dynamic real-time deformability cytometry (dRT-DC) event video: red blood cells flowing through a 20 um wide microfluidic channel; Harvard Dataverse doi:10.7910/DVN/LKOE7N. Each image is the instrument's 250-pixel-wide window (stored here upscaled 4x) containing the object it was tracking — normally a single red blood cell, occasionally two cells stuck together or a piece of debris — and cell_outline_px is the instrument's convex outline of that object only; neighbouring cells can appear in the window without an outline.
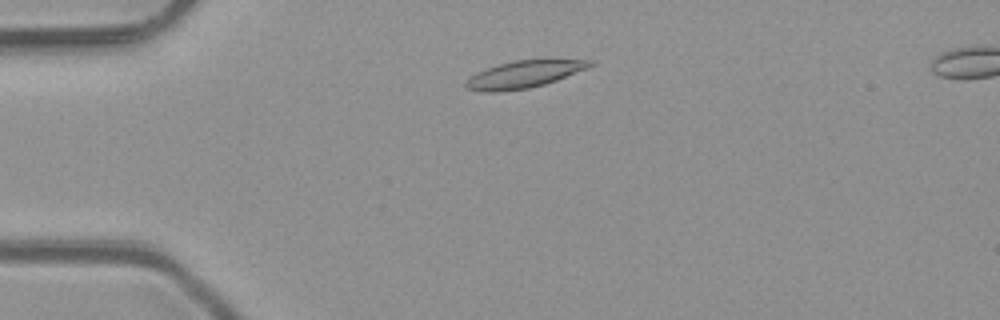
{"species": "common noctule bat (a hibernating species)", "species_latin": "Nyctalus noctula", "temperature_condition": "room temperature", "stored_images_in_passage": 45, "camera_frame_rate_fps": 3000, "um_per_image_px": 0.085, "animal": {"sex": "male", "body_mass_g": 23.1, "forearm_length_mm": 52.7}, "frame": {"image": 1, "passage_image": 7, "time_ms": 2.0, "image_size_px": [1000, 320], "cell_outline_px": [[596, 64], [588, 68], [556, 80], [544, 84], [528, 88], [496, 92], [484, 92], [464, 88], [464, 84], [476, 72], [512, 60], [544, 56], [596, 60]], "centroid_in_image_um": [44.68, 6.24], "position_along_channel_um": 40.3, "area_um2": 20.63}}
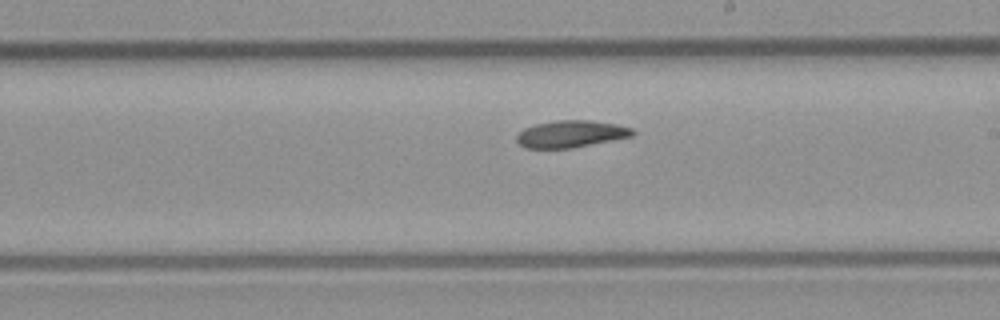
{"frame": {"image": 2, "passage_image": 24, "time_ms": 7.667, "image_size_px": [1000, 320], "cell_outline_px": [[636, 132], [632, 136], [572, 148], [524, 148], [516, 140], [516, 136], [524, 128], [536, 124], [556, 120], [592, 120], [616, 124], [632, 128]], "centroid_in_image_um": [48.53, 11.38], "position_along_channel_um": 240.5, "area_um2": 18.21}}
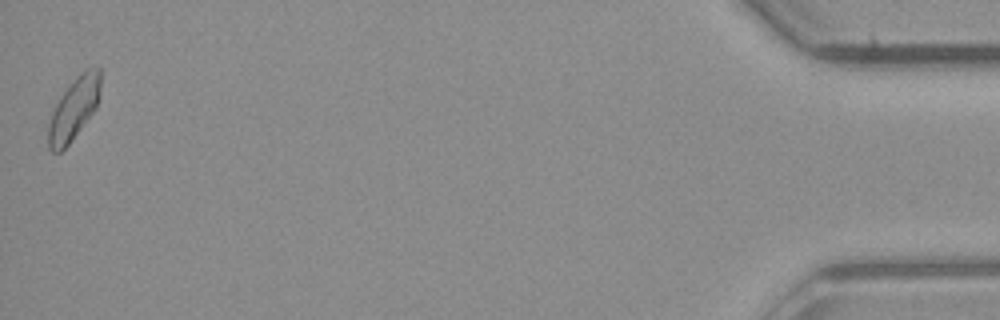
{"frame": {"image": 3, "passage_image": 45, "time_ms": 14.667, "image_size_px": [1000, 320], "cell_outline_px": [[104, 72], [100, 96], [96, 108], [68, 144], [60, 152], [52, 152], [48, 148], [48, 124], [52, 112], [60, 96], [76, 76], [80, 72], [88, 68], [100, 68]], "centroid_in_image_um": [6.32, 9.18], "position_along_channel_um": 428.9, "area_um2": 19.07}, "authors_computed_cell_mechanics": {"area_um2": 18.9006, "velocity_mm_per_s": 4.0871, "shape_relaxation_time_tau1_ms": 5.0824, "shape_relaxation_time_tau2_ms": null, "deformation_change_tau1": 0.1348, "deformation_change_tau2": null}}